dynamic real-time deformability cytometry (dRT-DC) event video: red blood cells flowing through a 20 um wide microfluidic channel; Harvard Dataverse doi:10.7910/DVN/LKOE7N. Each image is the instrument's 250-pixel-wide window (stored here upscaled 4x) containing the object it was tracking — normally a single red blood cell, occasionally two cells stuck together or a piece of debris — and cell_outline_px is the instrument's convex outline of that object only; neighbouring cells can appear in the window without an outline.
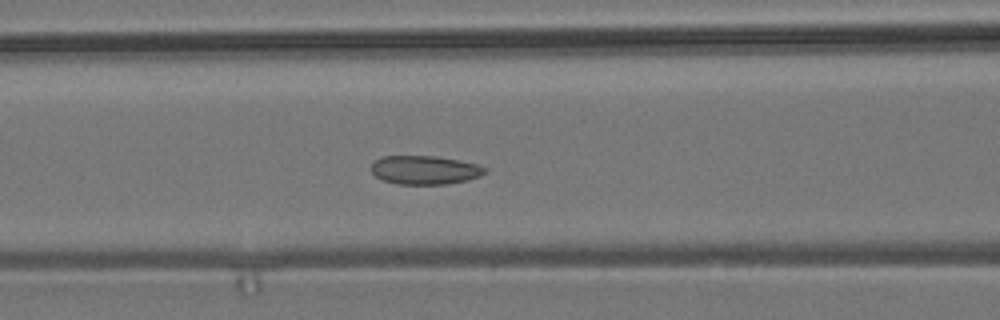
{"species": "common noctule bat (a hibernating species)", "species_latin": "Nyctalus noctula", "temperature_condition": "room temperature", "stored_images_in_passage": 56, "camera_frame_rate_fps": 3000, "um_per_image_px": 0.085, "animal": {"sex": "male", "body_mass_g": 19.2, "forearm_length_mm": 51.8}, "frame": {"image": 1, "passage_image": 23, "time_ms": 7.333, "image_size_px": [1000, 320], "cell_outline_px": [[488, 172], [480, 176], [468, 180], [444, 184], [396, 184], [384, 180], [376, 176], [372, 172], [372, 164], [376, 160], [384, 156], [436, 156], [476, 164], [488, 168]], "centroid_in_image_um": [36.14, 14.45], "position_along_channel_um": 130.5, "area_um2": 18.9}}
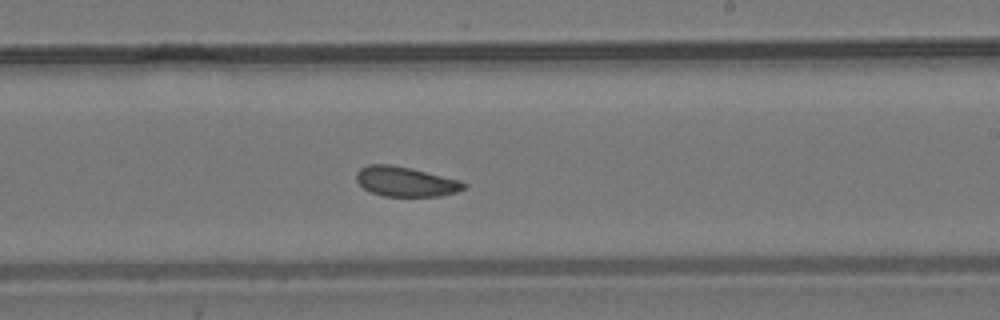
{"frame": {"image": 2, "passage_image": 33, "time_ms": 10.667, "image_size_px": [1000, 320], "cell_outline_px": [[468, 184], [464, 188], [456, 192], [440, 196], [384, 196], [372, 192], [364, 188], [356, 180], [356, 172], [360, 168], [368, 164], [392, 164], [412, 168], [460, 180]], "centroid_in_image_um": [34.47, 15.42], "position_along_channel_um": 254.5, "area_um2": 18.73}}
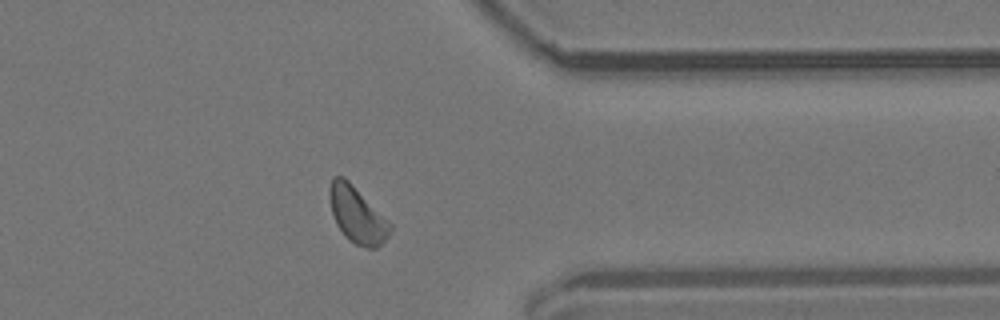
{"frame": {"image": 3, "passage_image": 44, "time_ms": 14.333, "image_size_px": [1000, 320], "cell_outline_px": [[392, 232], [376, 248], [368, 248], [356, 244], [348, 240], [344, 236], [336, 224], [332, 212], [328, 196], [328, 188], [332, 176], [344, 176], [392, 224]], "centroid_in_image_um": [30.33, 18.25], "position_along_channel_um": 381.1, "area_um2": 19.88}, "authors_computed_cell_mechanics": {"area_um2": 19.3919, "velocity_mm_per_s": 3.7357, "shape_relaxation_time_tau1_ms": 2.7155, "shape_relaxation_time_tau2_ms": null, "deformation_change_tau1": 0.0511, "deformation_change_tau2": null}}